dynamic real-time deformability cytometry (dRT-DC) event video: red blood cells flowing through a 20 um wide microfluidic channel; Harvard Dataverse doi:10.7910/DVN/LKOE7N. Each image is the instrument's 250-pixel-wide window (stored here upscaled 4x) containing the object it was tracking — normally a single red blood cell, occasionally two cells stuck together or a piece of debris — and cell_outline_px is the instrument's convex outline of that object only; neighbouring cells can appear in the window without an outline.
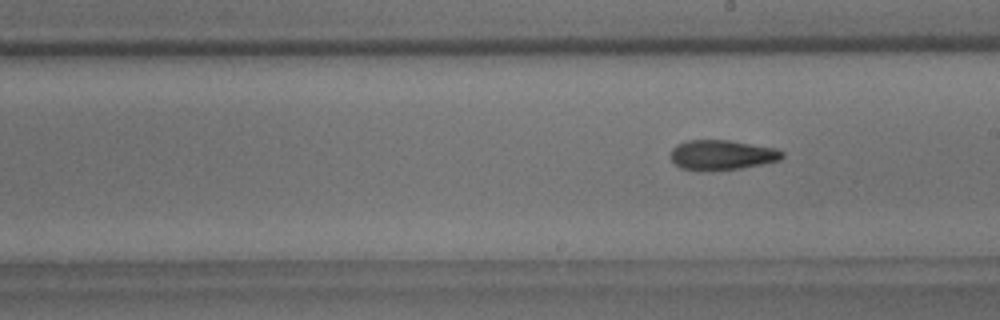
{"species": "common noctule bat (a hibernating species)", "species_latin": "Nyctalus noctula", "temperature_condition": "room temperature", "stored_images_in_passage": 10, "segment_of_instrument_passage": [2, 2], "camera_frame_rate_fps": 3000, "um_per_image_px": 0.085, "animal": {"sex": "male", "body_mass_g": 18.8}, "frame": {"image": 1, "passage_image": 10, "time_ms": 11.0, "image_size_px": [1000, 320], "cell_outline_px": [[784, 156], [780, 160], [764, 164], [740, 168], [696, 172], [680, 168], [672, 160], [672, 148], [676, 144], [688, 140], [728, 140], [776, 148], [784, 152]], "centroid_in_image_um": [61.36, 13.18], "position_along_channel_um": 227.6, "area_um2": 19.65}}